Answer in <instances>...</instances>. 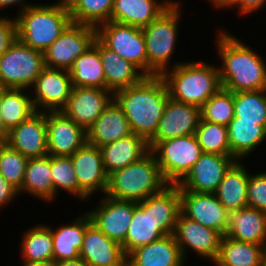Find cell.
<instances>
[{"label":"cell","instance_id":"cell-1","mask_svg":"<svg viewBox=\"0 0 266 266\" xmlns=\"http://www.w3.org/2000/svg\"><path fill=\"white\" fill-rule=\"evenodd\" d=\"M181 210L178 185L137 202L122 249L126 257L135 249L173 234Z\"/></svg>","mask_w":266,"mask_h":266},{"label":"cell","instance_id":"cell-2","mask_svg":"<svg viewBox=\"0 0 266 266\" xmlns=\"http://www.w3.org/2000/svg\"><path fill=\"white\" fill-rule=\"evenodd\" d=\"M215 45L222 88L232 91L266 90V60L227 30L216 33Z\"/></svg>","mask_w":266,"mask_h":266},{"label":"cell","instance_id":"cell-3","mask_svg":"<svg viewBox=\"0 0 266 266\" xmlns=\"http://www.w3.org/2000/svg\"><path fill=\"white\" fill-rule=\"evenodd\" d=\"M160 75L145 76L139 83L114 93L132 133L149 142L156 134L164 107L169 99Z\"/></svg>","mask_w":266,"mask_h":266},{"label":"cell","instance_id":"cell-4","mask_svg":"<svg viewBox=\"0 0 266 266\" xmlns=\"http://www.w3.org/2000/svg\"><path fill=\"white\" fill-rule=\"evenodd\" d=\"M160 76L171 99L200 108L222 88L219 68L212 62L184 61Z\"/></svg>","mask_w":266,"mask_h":266},{"label":"cell","instance_id":"cell-5","mask_svg":"<svg viewBox=\"0 0 266 266\" xmlns=\"http://www.w3.org/2000/svg\"><path fill=\"white\" fill-rule=\"evenodd\" d=\"M17 39L44 52L72 22L65 0L36 4L15 16Z\"/></svg>","mask_w":266,"mask_h":266},{"label":"cell","instance_id":"cell-6","mask_svg":"<svg viewBox=\"0 0 266 266\" xmlns=\"http://www.w3.org/2000/svg\"><path fill=\"white\" fill-rule=\"evenodd\" d=\"M168 185L155 155L150 151L140 161L109 174L105 196L140 202Z\"/></svg>","mask_w":266,"mask_h":266},{"label":"cell","instance_id":"cell-7","mask_svg":"<svg viewBox=\"0 0 266 266\" xmlns=\"http://www.w3.org/2000/svg\"><path fill=\"white\" fill-rule=\"evenodd\" d=\"M180 0H176L158 18L142 28L146 43L147 76L161 75L178 63L169 64L178 41L182 14Z\"/></svg>","mask_w":266,"mask_h":266},{"label":"cell","instance_id":"cell-8","mask_svg":"<svg viewBox=\"0 0 266 266\" xmlns=\"http://www.w3.org/2000/svg\"><path fill=\"white\" fill-rule=\"evenodd\" d=\"M44 67V53L17 39L0 56V88L29 90Z\"/></svg>","mask_w":266,"mask_h":266},{"label":"cell","instance_id":"cell-9","mask_svg":"<svg viewBox=\"0 0 266 266\" xmlns=\"http://www.w3.org/2000/svg\"><path fill=\"white\" fill-rule=\"evenodd\" d=\"M151 152L168 184L178 185L203 154L195 134L166 139Z\"/></svg>","mask_w":266,"mask_h":266},{"label":"cell","instance_id":"cell-10","mask_svg":"<svg viewBox=\"0 0 266 266\" xmlns=\"http://www.w3.org/2000/svg\"><path fill=\"white\" fill-rule=\"evenodd\" d=\"M97 38L147 76L146 43L142 28L109 21L97 27Z\"/></svg>","mask_w":266,"mask_h":266},{"label":"cell","instance_id":"cell-11","mask_svg":"<svg viewBox=\"0 0 266 266\" xmlns=\"http://www.w3.org/2000/svg\"><path fill=\"white\" fill-rule=\"evenodd\" d=\"M97 38V28L71 22L62 34L43 52L44 65L68 70Z\"/></svg>","mask_w":266,"mask_h":266},{"label":"cell","instance_id":"cell-12","mask_svg":"<svg viewBox=\"0 0 266 266\" xmlns=\"http://www.w3.org/2000/svg\"><path fill=\"white\" fill-rule=\"evenodd\" d=\"M181 254L187 261L189 250L214 263L220 251L223 235L209 227H205L187 217L181 212L178 216L173 234Z\"/></svg>","mask_w":266,"mask_h":266},{"label":"cell","instance_id":"cell-13","mask_svg":"<svg viewBox=\"0 0 266 266\" xmlns=\"http://www.w3.org/2000/svg\"><path fill=\"white\" fill-rule=\"evenodd\" d=\"M32 89L30 94L36 111H61L72 89L69 71L45 66L29 90Z\"/></svg>","mask_w":266,"mask_h":266},{"label":"cell","instance_id":"cell-14","mask_svg":"<svg viewBox=\"0 0 266 266\" xmlns=\"http://www.w3.org/2000/svg\"><path fill=\"white\" fill-rule=\"evenodd\" d=\"M104 197L99 200V206L95 205L96 208L94 207L87 213L92 223L102 233L122 245L125 242L137 202L117 200L105 195Z\"/></svg>","mask_w":266,"mask_h":266},{"label":"cell","instance_id":"cell-15","mask_svg":"<svg viewBox=\"0 0 266 266\" xmlns=\"http://www.w3.org/2000/svg\"><path fill=\"white\" fill-rule=\"evenodd\" d=\"M236 161L234 156L203 153L178 184L179 191L215 193L226 172Z\"/></svg>","mask_w":266,"mask_h":266},{"label":"cell","instance_id":"cell-16","mask_svg":"<svg viewBox=\"0 0 266 266\" xmlns=\"http://www.w3.org/2000/svg\"><path fill=\"white\" fill-rule=\"evenodd\" d=\"M113 99L114 94L109 90L72 87L70 97L61 112L86 131Z\"/></svg>","mask_w":266,"mask_h":266},{"label":"cell","instance_id":"cell-17","mask_svg":"<svg viewBox=\"0 0 266 266\" xmlns=\"http://www.w3.org/2000/svg\"><path fill=\"white\" fill-rule=\"evenodd\" d=\"M201 108L169 98L164 107L155 136L148 142L150 151L161 141L196 133Z\"/></svg>","mask_w":266,"mask_h":266},{"label":"cell","instance_id":"cell-18","mask_svg":"<svg viewBox=\"0 0 266 266\" xmlns=\"http://www.w3.org/2000/svg\"><path fill=\"white\" fill-rule=\"evenodd\" d=\"M181 213L205 226L227 235L228 211L214 193L180 191Z\"/></svg>","mask_w":266,"mask_h":266},{"label":"cell","instance_id":"cell-19","mask_svg":"<svg viewBox=\"0 0 266 266\" xmlns=\"http://www.w3.org/2000/svg\"><path fill=\"white\" fill-rule=\"evenodd\" d=\"M49 156H71L86 143V131L61 111L46 112Z\"/></svg>","mask_w":266,"mask_h":266},{"label":"cell","instance_id":"cell-20","mask_svg":"<svg viewBox=\"0 0 266 266\" xmlns=\"http://www.w3.org/2000/svg\"><path fill=\"white\" fill-rule=\"evenodd\" d=\"M70 157L79 188L89 197V200L97 192L105 195L108 175L104 170L100 148L85 143Z\"/></svg>","mask_w":266,"mask_h":266},{"label":"cell","instance_id":"cell-21","mask_svg":"<svg viewBox=\"0 0 266 266\" xmlns=\"http://www.w3.org/2000/svg\"><path fill=\"white\" fill-rule=\"evenodd\" d=\"M7 144L28 159L48 155L46 112L36 111L9 131Z\"/></svg>","mask_w":266,"mask_h":266},{"label":"cell","instance_id":"cell-22","mask_svg":"<svg viewBox=\"0 0 266 266\" xmlns=\"http://www.w3.org/2000/svg\"><path fill=\"white\" fill-rule=\"evenodd\" d=\"M80 257L89 266H125L122 245L108 238L92 222L86 227Z\"/></svg>","mask_w":266,"mask_h":266},{"label":"cell","instance_id":"cell-23","mask_svg":"<svg viewBox=\"0 0 266 266\" xmlns=\"http://www.w3.org/2000/svg\"><path fill=\"white\" fill-rule=\"evenodd\" d=\"M132 134L122 108L113 99L98 119L86 130V143L101 147Z\"/></svg>","mask_w":266,"mask_h":266},{"label":"cell","instance_id":"cell-24","mask_svg":"<svg viewBox=\"0 0 266 266\" xmlns=\"http://www.w3.org/2000/svg\"><path fill=\"white\" fill-rule=\"evenodd\" d=\"M176 0H114L111 21L144 28Z\"/></svg>","mask_w":266,"mask_h":266},{"label":"cell","instance_id":"cell-25","mask_svg":"<svg viewBox=\"0 0 266 266\" xmlns=\"http://www.w3.org/2000/svg\"><path fill=\"white\" fill-rule=\"evenodd\" d=\"M185 264L172 234L135 249L126 260L127 266H184Z\"/></svg>","mask_w":266,"mask_h":266},{"label":"cell","instance_id":"cell-26","mask_svg":"<svg viewBox=\"0 0 266 266\" xmlns=\"http://www.w3.org/2000/svg\"><path fill=\"white\" fill-rule=\"evenodd\" d=\"M99 148L107 175L140 161L150 152L148 142L134 133Z\"/></svg>","mask_w":266,"mask_h":266},{"label":"cell","instance_id":"cell-27","mask_svg":"<svg viewBox=\"0 0 266 266\" xmlns=\"http://www.w3.org/2000/svg\"><path fill=\"white\" fill-rule=\"evenodd\" d=\"M98 51L106 78V90L113 94L139 83L145 77L135 65L110 50L99 39Z\"/></svg>","mask_w":266,"mask_h":266},{"label":"cell","instance_id":"cell-28","mask_svg":"<svg viewBox=\"0 0 266 266\" xmlns=\"http://www.w3.org/2000/svg\"><path fill=\"white\" fill-rule=\"evenodd\" d=\"M226 236L238 241L266 245V213L250 207L229 212Z\"/></svg>","mask_w":266,"mask_h":266},{"label":"cell","instance_id":"cell-29","mask_svg":"<svg viewBox=\"0 0 266 266\" xmlns=\"http://www.w3.org/2000/svg\"><path fill=\"white\" fill-rule=\"evenodd\" d=\"M91 222L90 215L85 211L61 227L53 229L54 226L49 225L53 237V259L56 262L80 257L85 230Z\"/></svg>","mask_w":266,"mask_h":266},{"label":"cell","instance_id":"cell-30","mask_svg":"<svg viewBox=\"0 0 266 266\" xmlns=\"http://www.w3.org/2000/svg\"><path fill=\"white\" fill-rule=\"evenodd\" d=\"M245 162L236 161L226 172L215 196L228 212L247 207L249 170Z\"/></svg>","mask_w":266,"mask_h":266},{"label":"cell","instance_id":"cell-31","mask_svg":"<svg viewBox=\"0 0 266 266\" xmlns=\"http://www.w3.org/2000/svg\"><path fill=\"white\" fill-rule=\"evenodd\" d=\"M51 156L29 158L25 168V176L18 194L27 193L42 202H53L54 188L51 178Z\"/></svg>","mask_w":266,"mask_h":266},{"label":"cell","instance_id":"cell-32","mask_svg":"<svg viewBox=\"0 0 266 266\" xmlns=\"http://www.w3.org/2000/svg\"><path fill=\"white\" fill-rule=\"evenodd\" d=\"M72 87H90L106 90V78L98 51V38L69 69Z\"/></svg>","mask_w":266,"mask_h":266},{"label":"cell","instance_id":"cell-33","mask_svg":"<svg viewBox=\"0 0 266 266\" xmlns=\"http://www.w3.org/2000/svg\"><path fill=\"white\" fill-rule=\"evenodd\" d=\"M227 128L231 154L238 161H244L266 140V126L258 125V122L233 118Z\"/></svg>","mask_w":266,"mask_h":266},{"label":"cell","instance_id":"cell-34","mask_svg":"<svg viewBox=\"0 0 266 266\" xmlns=\"http://www.w3.org/2000/svg\"><path fill=\"white\" fill-rule=\"evenodd\" d=\"M265 254L266 245L238 241L224 235L213 266H260Z\"/></svg>","mask_w":266,"mask_h":266},{"label":"cell","instance_id":"cell-35","mask_svg":"<svg viewBox=\"0 0 266 266\" xmlns=\"http://www.w3.org/2000/svg\"><path fill=\"white\" fill-rule=\"evenodd\" d=\"M0 109L2 123L8 132L36 112L27 89L0 88Z\"/></svg>","mask_w":266,"mask_h":266},{"label":"cell","instance_id":"cell-36","mask_svg":"<svg viewBox=\"0 0 266 266\" xmlns=\"http://www.w3.org/2000/svg\"><path fill=\"white\" fill-rule=\"evenodd\" d=\"M26 231V232H25ZM23 231L19 249L22 264L45 261L53 258V237L48 224H37Z\"/></svg>","mask_w":266,"mask_h":266},{"label":"cell","instance_id":"cell-37","mask_svg":"<svg viewBox=\"0 0 266 266\" xmlns=\"http://www.w3.org/2000/svg\"><path fill=\"white\" fill-rule=\"evenodd\" d=\"M73 23L98 27L111 21L114 0H65Z\"/></svg>","mask_w":266,"mask_h":266},{"label":"cell","instance_id":"cell-38","mask_svg":"<svg viewBox=\"0 0 266 266\" xmlns=\"http://www.w3.org/2000/svg\"><path fill=\"white\" fill-rule=\"evenodd\" d=\"M234 118L266 126V90L234 92Z\"/></svg>","mask_w":266,"mask_h":266},{"label":"cell","instance_id":"cell-39","mask_svg":"<svg viewBox=\"0 0 266 266\" xmlns=\"http://www.w3.org/2000/svg\"><path fill=\"white\" fill-rule=\"evenodd\" d=\"M50 172L55 200L60 190L81 199L83 202L89 200V197L79 188L70 156H51Z\"/></svg>","mask_w":266,"mask_h":266},{"label":"cell","instance_id":"cell-40","mask_svg":"<svg viewBox=\"0 0 266 266\" xmlns=\"http://www.w3.org/2000/svg\"><path fill=\"white\" fill-rule=\"evenodd\" d=\"M195 135L203 153L233 156L227 126L210 123L201 118Z\"/></svg>","mask_w":266,"mask_h":266},{"label":"cell","instance_id":"cell-41","mask_svg":"<svg viewBox=\"0 0 266 266\" xmlns=\"http://www.w3.org/2000/svg\"><path fill=\"white\" fill-rule=\"evenodd\" d=\"M201 118L228 126L234 118V92L221 88L201 107Z\"/></svg>","mask_w":266,"mask_h":266},{"label":"cell","instance_id":"cell-42","mask_svg":"<svg viewBox=\"0 0 266 266\" xmlns=\"http://www.w3.org/2000/svg\"><path fill=\"white\" fill-rule=\"evenodd\" d=\"M28 158L7 143L0 144V174L17 190L22 187Z\"/></svg>","mask_w":266,"mask_h":266},{"label":"cell","instance_id":"cell-43","mask_svg":"<svg viewBox=\"0 0 266 266\" xmlns=\"http://www.w3.org/2000/svg\"><path fill=\"white\" fill-rule=\"evenodd\" d=\"M247 207L266 213V171L249 173Z\"/></svg>","mask_w":266,"mask_h":266},{"label":"cell","instance_id":"cell-44","mask_svg":"<svg viewBox=\"0 0 266 266\" xmlns=\"http://www.w3.org/2000/svg\"><path fill=\"white\" fill-rule=\"evenodd\" d=\"M17 40L15 17H0V56Z\"/></svg>","mask_w":266,"mask_h":266},{"label":"cell","instance_id":"cell-45","mask_svg":"<svg viewBox=\"0 0 266 266\" xmlns=\"http://www.w3.org/2000/svg\"><path fill=\"white\" fill-rule=\"evenodd\" d=\"M18 196V190L0 174V209L3 210L6 204H10Z\"/></svg>","mask_w":266,"mask_h":266},{"label":"cell","instance_id":"cell-46","mask_svg":"<svg viewBox=\"0 0 266 266\" xmlns=\"http://www.w3.org/2000/svg\"><path fill=\"white\" fill-rule=\"evenodd\" d=\"M266 6V0H238L237 4L233 7H236L238 14L241 16L251 15L254 12H259L258 10Z\"/></svg>","mask_w":266,"mask_h":266},{"label":"cell","instance_id":"cell-47","mask_svg":"<svg viewBox=\"0 0 266 266\" xmlns=\"http://www.w3.org/2000/svg\"><path fill=\"white\" fill-rule=\"evenodd\" d=\"M27 2H28L27 0H0V11H3L4 9H7L9 7L11 9V6L14 7L17 5L16 7H19L18 8L19 12L16 13L17 15L18 13L22 12L26 8L36 5L35 3L31 4Z\"/></svg>","mask_w":266,"mask_h":266},{"label":"cell","instance_id":"cell-48","mask_svg":"<svg viewBox=\"0 0 266 266\" xmlns=\"http://www.w3.org/2000/svg\"><path fill=\"white\" fill-rule=\"evenodd\" d=\"M207 1V0H206ZM209 2H212L211 7H214V9H231L237 4L238 0H208Z\"/></svg>","mask_w":266,"mask_h":266},{"label":"cell","instance_id":"cell-49","mask_svg":"<svg viewBox=\"0 0 266 266\" xmlns=\"http://www.w3.org/2000/svg\"><path fill=\"white\" fill-rule=\"evenodd\" d=\"M57 266H89L81 257L70 260H61L57 262Z\"/></svg>","mask_w":266,"mask_h":266},{"label":"cell","instance_id":"cell-50","mask_svg":"<svg viewBox=\"0 0 266 266\" xmlns=\"http://www.w3.org/2000/svg\"><path fill=\"white\" fill-rule=\"evenodd\" d=\"M0 115H1V109H0ZM9 136V132L5 128V126L2 123L1 116H0V144L7 143Z\"/></svg>","mask_w":266,"mask_h":266},{"label":"cell","instance_id":"cell-51","mask_svg":"<svg viewBox=\"0 0 266 266\" xmlns=\"http://www.w3.org/2000/svg\"><path fill=\"white\" fill-rule=\"evenodd\" d=\"M22 266H57V262L52 258L45 261L22 264Z\"/></svg>","mask_w":266,"mask_h":266},{"label":"cell","instance_id":"cell-52","mask_svg":"<svg viewBox=\"0 0 266 266\" xmlns=\"http://www.w3.org/2000/svg\"><path fill=\"white\" fill-rule=\"evenodd\" d=\"M260 266H266V254L263 256Z\"/></svg>","mask_w":266,"mask_h":266}]
</instances>
